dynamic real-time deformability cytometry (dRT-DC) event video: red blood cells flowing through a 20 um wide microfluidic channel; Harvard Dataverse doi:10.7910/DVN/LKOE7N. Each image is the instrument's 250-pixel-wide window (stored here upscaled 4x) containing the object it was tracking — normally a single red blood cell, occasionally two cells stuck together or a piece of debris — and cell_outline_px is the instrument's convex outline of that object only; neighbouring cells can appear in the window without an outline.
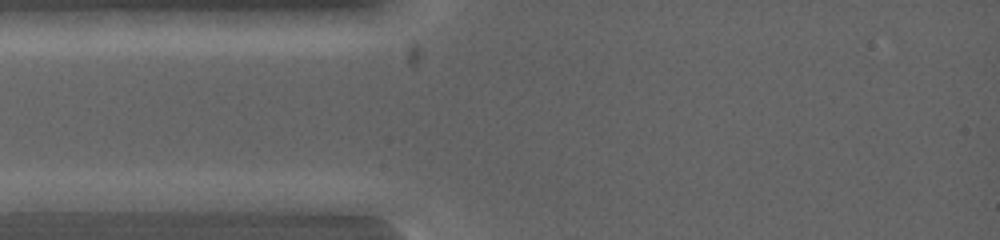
{"species": "common noctule bat (a hibernating species)", "species_latin": "Nyctalus noctula", "temperature_condition": "warm", "stored_images_in_passage": 6, "camera_frame_rate_fps": 5000, "um_per_image_px": 0.085, "animal": {"sex": "female", "body_mass_g": 19.0, "forearm_length_mm": 53.3}, "frame": {"image": 1, "passage_image": 3, "time_ms": 0.4, "image_size_px": [1000, 240], "cell_outline_px": [[116, 200], [100, 212], [16, 212], [16, 200], [76, 192], [96, 192]], "centroid_in_image_um": [5.58, 17.27], "position_along_channel_um": 79.4, "area_um2": 11.44}}